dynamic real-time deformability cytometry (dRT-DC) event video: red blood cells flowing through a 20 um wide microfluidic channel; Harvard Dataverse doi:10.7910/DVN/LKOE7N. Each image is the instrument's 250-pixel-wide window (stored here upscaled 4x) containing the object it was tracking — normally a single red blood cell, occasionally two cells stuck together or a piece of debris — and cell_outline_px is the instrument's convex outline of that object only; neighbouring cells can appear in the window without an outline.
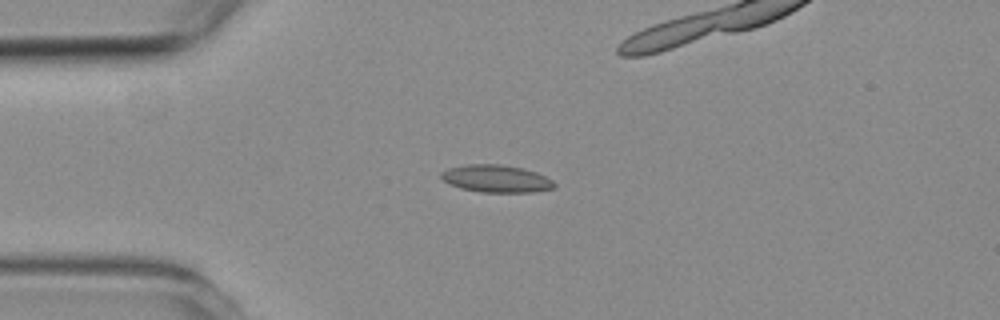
{"species": "common noctule bat (a hibernating species)", "species_latin": "Nyctalus noctula", "temperature_condition": "room temperature", "stored_images_in_passage": 8, "camera_frame_rate_fps": 3000, "um_per_image_px": 0.085, "animal": {"sex": "female", "body_mass_g": 19.3, "forearm_length_mm": 54.1}, "frame": {"image": 1, "passage_image": 4, "time_ms": 4.667, "image_size_px": [1000, 320], "cell_outline_px": [[556, 188], [536, 192], [480, 192], [460, 188], [444, 180], [440, 176], [440, 172], [448, 168], [464, 164], [500, 164], [524, 168], [536, 172], [552, 180], [556, 184]], "centroid_in_image_um": [42.2, 15.18], "position_along_channel_um": 42.8, "area_um2": 18.21}}
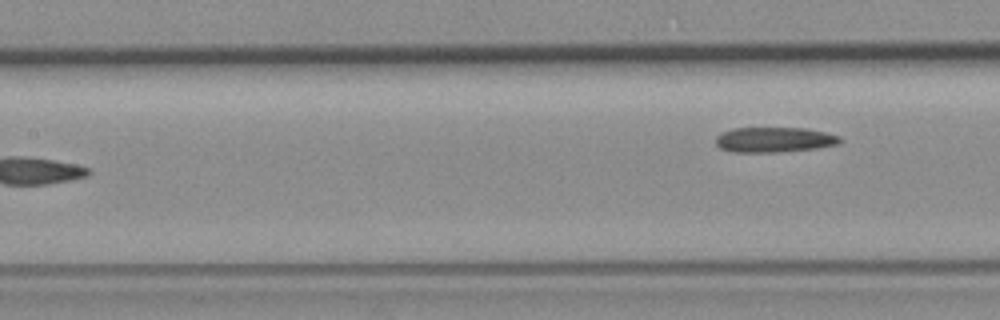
{"frame": {"image": 2, "passage_image": 8, "time_ms": 9.333, "image_size_px": [1000, 320], "cell_outline_px": [[840, 144], [816, 148], [776, 152], [736, 152], [720, 148], [716, 144], [716, 136], [732, 128], [804, 128], [824, 132], [840, 136]], "centroid_in_image_um": [65.81, 11.87], "position_along_channel_um": 141.6, "area_um2": 18.03}}